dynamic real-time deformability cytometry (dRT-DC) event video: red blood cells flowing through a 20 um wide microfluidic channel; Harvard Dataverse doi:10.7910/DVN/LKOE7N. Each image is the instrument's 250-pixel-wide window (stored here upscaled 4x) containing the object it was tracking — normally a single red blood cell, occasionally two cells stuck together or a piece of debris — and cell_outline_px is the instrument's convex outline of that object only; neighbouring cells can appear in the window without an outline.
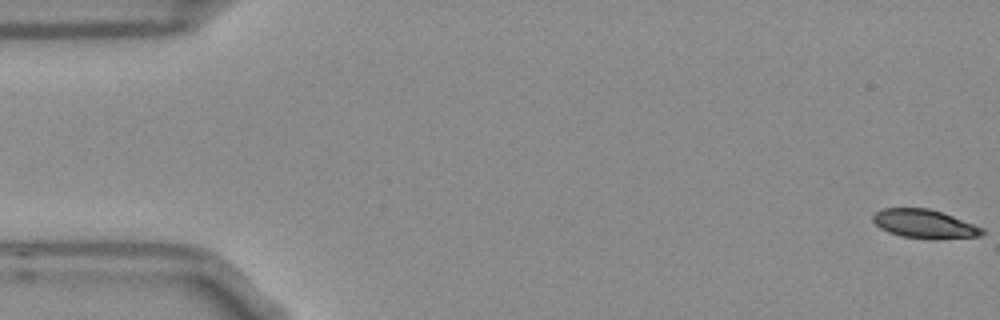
{"species": "Egyptian fruit bat (a non-hibernating species)", "species_latin": "Rousettus aegyptiacus", "temperature_condition": "room temperature", "stored_images_in_passage": 54, "camera_frame_rate_fps": 3000, "um_per_image_px": 0.085, "frame": {"image": 1, "passage_image": 1, "time_ms": 0.0, "image_size_px": [1000, 320], "cell_outline_px": [[984, 232], [980, 236], [936, 240], [932, 240], [900, 236], [888, 232], [880, 228], [872, 220], [872, 216], [876, 212], [884, 208], [928, 208], [952, 216], [984, 228]], "centroid_in_image_um": [78.57, 19.05], "position_along_channel_um": 6.4, "area_um2": 18.38}}
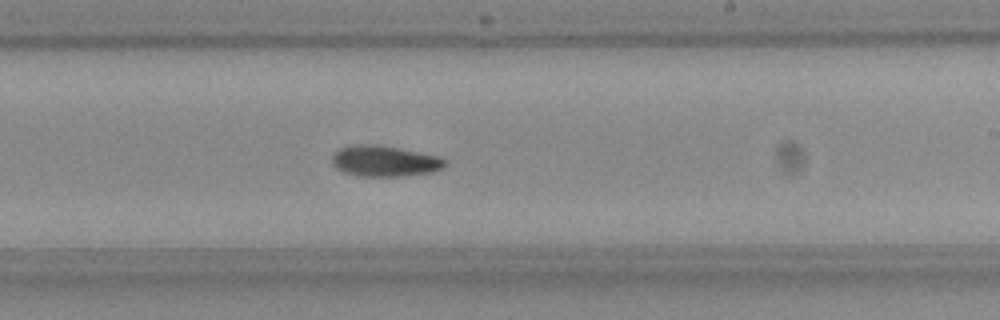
{"frame": {"image": 2, "passage_image": 32, "time_ms": 10.333, "image_size_px": [1000, 320], "cell_outline_px": [[448, 160], [444, 168], [432, 172], [408, 176], [356, 176], [344, 172], [336, 168], [332, 164], [332, 156], [340, 148], [352, 144], [376, 144], [440, 156]], "centroid_in_image_um": [32.71, 13.7], "position_along_channel_um": 256.3, "area_um2": 20.58}}
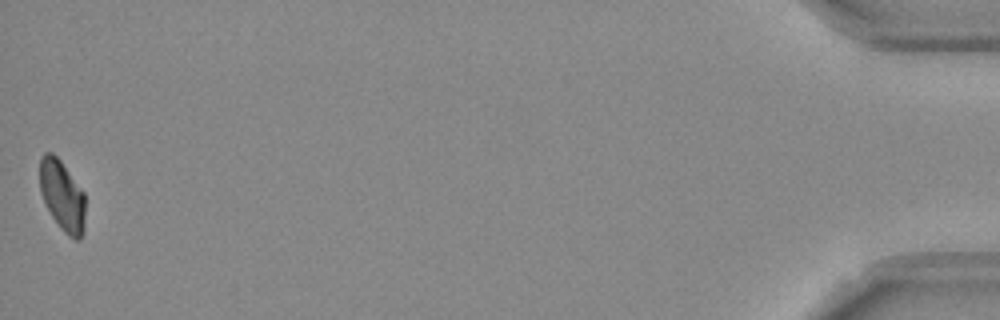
{"frame": {"image": 3, "passage_image": 54, "time_ms": 17.667, "image_size_px": [1000, 320], "cell_outline_px": [[84, 232], [80, 240], [76, 240], [68, 236], [60, 228], [52, 216], [40, 192], [40, 156], [44, 152], [52, 152], [60, 160], [84, 192]], "centroid_in_image_um": [5.29, 16.64], "position_along_channel_um": 429.9, "area_um2": 18.67}, "authors_computed_cell_mechanics": {"area_um2": 19.8832, "velocity_mm_per_s": 3.7521, "shape_relaxation_time_tau1_ms": 11.0618, "shape_relaxation_time_tau2_ms": null, "deformation_change_tau1": 0.1838, "deformation_change_tau2": null}}